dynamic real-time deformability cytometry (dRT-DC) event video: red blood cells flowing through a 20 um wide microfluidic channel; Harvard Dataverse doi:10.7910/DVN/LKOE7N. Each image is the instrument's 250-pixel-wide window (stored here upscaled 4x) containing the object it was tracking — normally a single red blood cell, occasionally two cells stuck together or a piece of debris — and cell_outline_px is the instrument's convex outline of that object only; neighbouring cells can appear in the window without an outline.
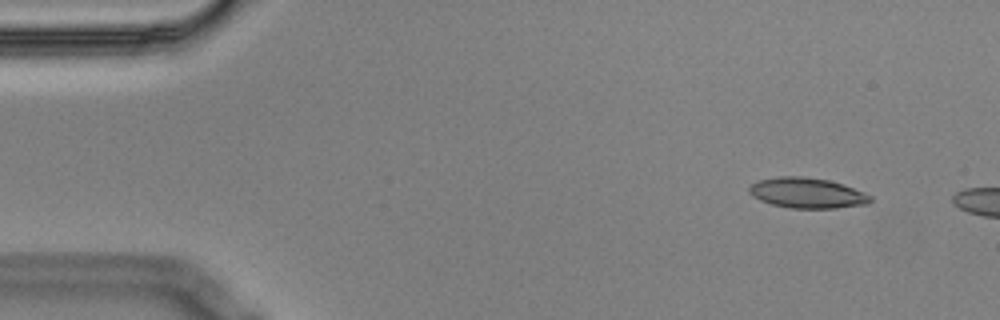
{"species": "Egyptian fruit bat (a non-hibernating species)", "species_latin": "Rousettus aegyptiacus", "temperature_condition": "cold", "stored_images_in_passage": 3, "camera_frame_rate_fps": 3000, "um_per_image_px": 0.085, "animal": {"sex": "male"}, "frame": {"image": 1, "passage_image": 2, "time_ms": 0.333, "image_size_px": [1000, 320], "cell_outline_px": [[872, 200], [868, 204], [836, 208], [792, 208], [772, 204], [760, 200], [752, 196], [748, 192], [748, 188], [752, 184], [760, 180], [780, 176], [804, 176], [828, 180], [864, 192], [872, 196]], "centroid_in_image_um": [68.6, 16.41], "position_along_channel_um": 16.4, "area_um2": 21.33}}